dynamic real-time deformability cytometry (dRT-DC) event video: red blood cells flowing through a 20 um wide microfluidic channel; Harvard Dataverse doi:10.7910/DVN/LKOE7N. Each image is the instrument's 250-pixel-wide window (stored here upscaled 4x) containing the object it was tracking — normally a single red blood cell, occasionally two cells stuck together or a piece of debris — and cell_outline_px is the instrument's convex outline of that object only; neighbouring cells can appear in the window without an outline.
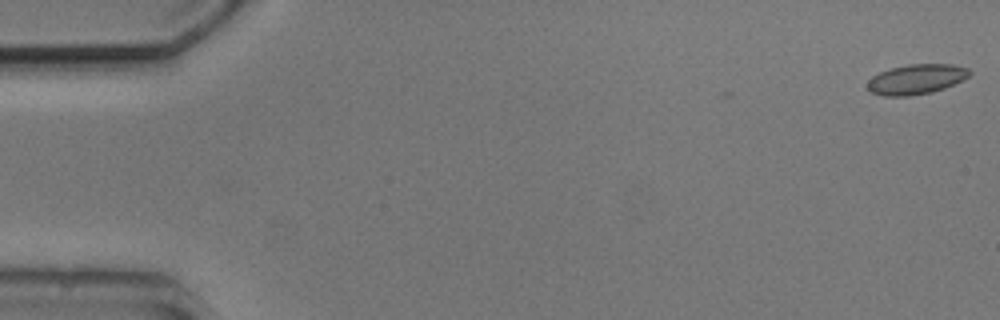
{"species": "common noctule bat (a hibernating species)", "species_latin": "Nyctalus noctula", "temperature_condition": "cold", "stored_images_in_passage": 3, "camera_frame_rate_fps": 3000, "um_per_image_px": 0.085, "animal": {"sex": "male", "body_mass_g": 20.5, "forearm_length_mm": 52.5}, "frame": {"image": 1, "passage_image": 1, "time_ms": 0.0, "image_size_px": [1000, 320], "cell_outline_px": [[972, 72], [968, 76], [944, 88], [932, 92], [908, 96], [884, 96], [872, 92], [864, 88], [868, 80], [872, 76], [880, 72], [892, 68], [908, 64], [952, 64], [968, 68]], "centroid_in_image_um": [77.83, 6.73], "position_along_channel_um": 7.2, "area_um2": 17.8}}